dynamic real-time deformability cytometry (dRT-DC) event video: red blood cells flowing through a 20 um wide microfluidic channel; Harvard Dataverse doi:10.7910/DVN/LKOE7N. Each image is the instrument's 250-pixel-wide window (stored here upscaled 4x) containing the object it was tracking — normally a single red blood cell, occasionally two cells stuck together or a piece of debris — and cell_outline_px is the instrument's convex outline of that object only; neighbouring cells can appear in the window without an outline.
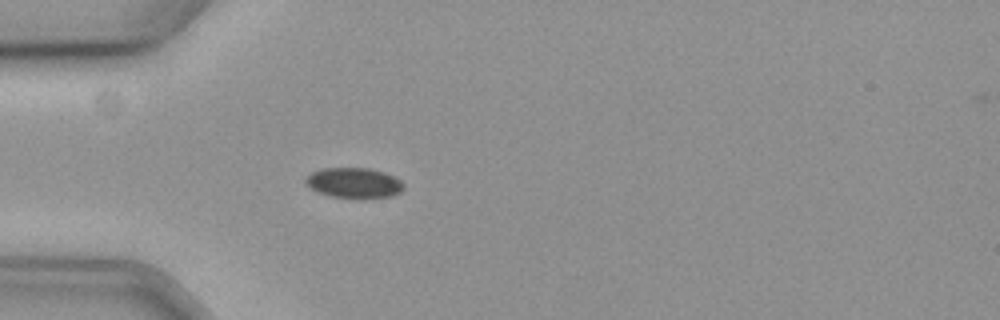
{"species": "common noctule bat (a hibernating species)", "species_latin": "Nyctalus noctula", "temperature_condition": "cold", "stored_images_in_passage": 36, "camera_frame_rate_fps": 3000, "um_per_image_px": 0.085, "animal": {"sex": "female", "body_mass_g": 19.3, "forearm_length_mm": 54.1}, "frame": {"image": 1, "passage_image": 1, "time_ms": 0.0, "image_size_px": [1000, 320], "cell_outline_px": [[404, 188], [400, 192], [392, 196], [332, 196], [320, 192], [312, 188], [304, 180], [312, 172], [320, 168], [368, 168], [384, 172], [400, 180], [404, 184]], "centroid_in_image_um": [30.1, 15.5], "position_along_channel_um": 54.9, "area_um2": 16.59}}
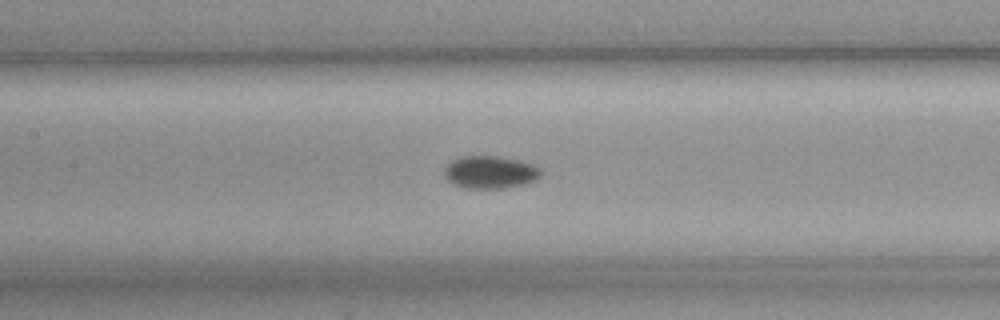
{"frame": {"image": 2, "passage_image": 11, "time_ms": 3.333, "image_size_px": [1000, 320], "cell_outline_px": [[540, 176], [536, 180], [524, 184], [504, 188], [468, 188], [452, 184], [444, 176], [444, 168], [452, 160], [460, 156], [500, 156], [520, 160], [532, 164], [540, 168]], "centroid_in_image_um": [41.65, 14.63], "position_along_channel_um": 165.8, "area_um2": 18.44}}
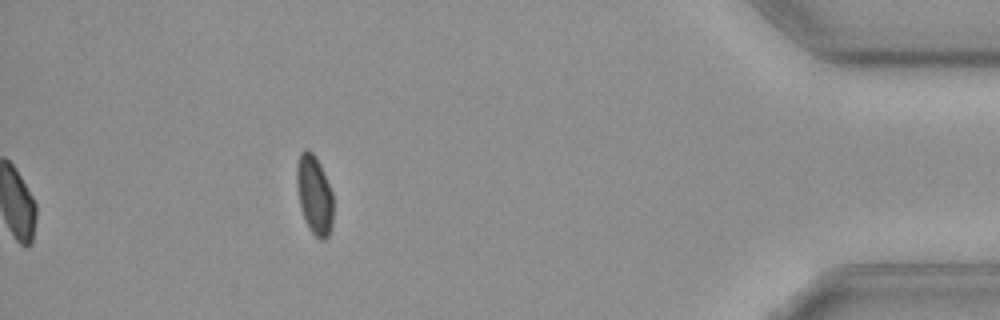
{"frame": {"image": 3, "passage_image": 36, "time_ms": 11.667, "image_size_px": [1000, 320], "cell_outline_px": [[332, 224], [328, 236], [324, 240], [320, 240], [312, 232], [300, 208], [296, 188], [296, 164], [300, 152], [304, 148], [308, 148], [312, 152], [320, 164], [332, 192]], "centroid_in_image_um": [26.69, 16.51], "position_along_channel_um": 408.5, "area_um2": 16.82}, "authors_computed_cell_mechanics": {"area_um2": 17.8313, "velocity_mm_per_s": 3.5803, "shape_relaxation_time_tau1_ms": 4.8936, "shape_relaxation_time_tau2_ms": null, "deformation_change_tau1": 0.0788, "deformation_change_tau2": null}}